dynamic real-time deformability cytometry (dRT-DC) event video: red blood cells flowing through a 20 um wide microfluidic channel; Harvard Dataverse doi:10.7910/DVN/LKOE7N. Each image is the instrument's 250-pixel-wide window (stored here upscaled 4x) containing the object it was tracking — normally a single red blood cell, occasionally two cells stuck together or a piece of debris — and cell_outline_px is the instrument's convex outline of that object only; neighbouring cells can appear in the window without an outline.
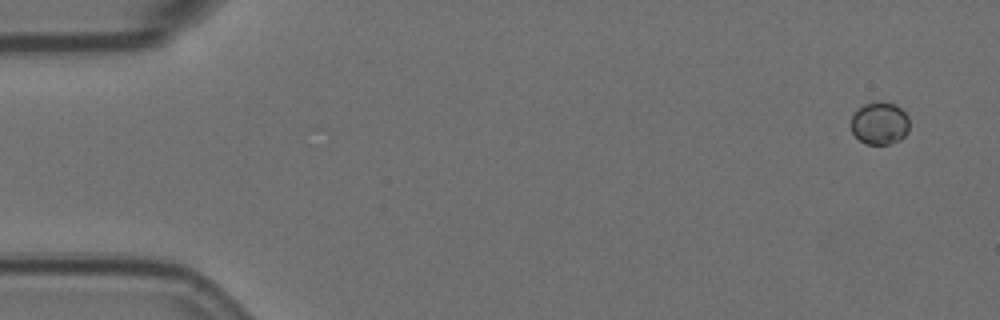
{"species": "Egyptian fruit bat (a non-hibernating species)", "species_latin": "Rousettus aegyptiacus", "temperature_condition": "room temperature", "stored_images_in_passage": 6, "segment_of_instrument_passage": [1, 2], "camera_frame_rate_fps": 3000, "um_per_image_px": 0.085, "animal": {"sex": "female"}, "frame": {"image": 1, "passage_image": 1, "time_ms": 0.0, "image_size_px": [1000, 320], "cell_outline_px": [[908, 132], [900, 140], [888, 144], [864, 144], [852, 132], [852, 116], [864, 104], [880, 100], [896, 104], [908, 116]], "centroid_in_image_um": [74.79, 10.47], "position_along_channel_um": 10.2, "area_um2": 14.45}}
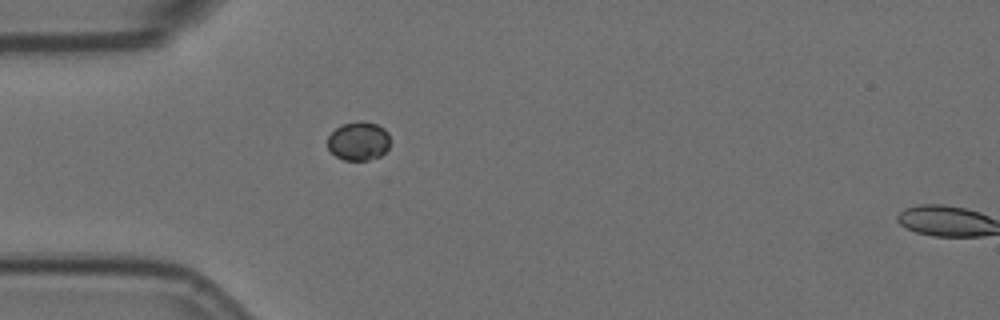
{"frame": {"image": 2, "passage_image": 5, "time_ms": 1.333, "image_size_px": [1000, 320], "cell_outline_px": [[388, 148], [380, 156], [368, 160], [344, 160], [336, 156], [328, 148], [328, 136], [336, 128], [344, 124], [360, 120], [364, 120], [376, 124], [384, 128], [388, 132]], "centroid_in_image_um": [30.48, 11.98], "position_along_channel_um": 54.5, "area_um2": 14.05}}